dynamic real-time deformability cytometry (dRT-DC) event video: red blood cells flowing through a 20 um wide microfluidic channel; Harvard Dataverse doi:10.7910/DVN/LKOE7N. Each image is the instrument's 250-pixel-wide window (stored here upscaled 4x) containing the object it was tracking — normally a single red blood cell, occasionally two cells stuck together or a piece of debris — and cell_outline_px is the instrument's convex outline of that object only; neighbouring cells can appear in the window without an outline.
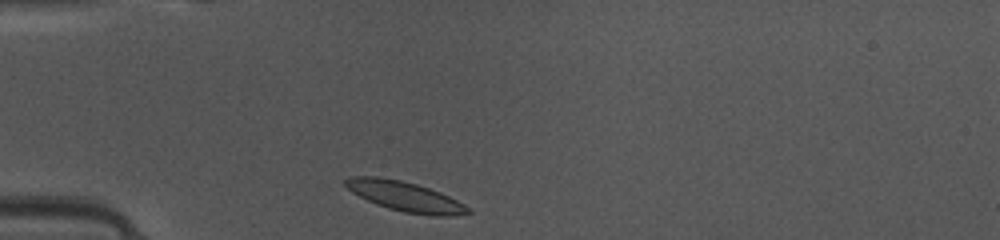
{"species": "common noctule bat (a hibernating species)", "species_latin": "Nyctalus noctula", "temperature_condition": "warm", "stored_images_in_passage": 36, "camera_frame_rate_fps": 3000, "um_per_image_px": 0.085, "animal": {"sex": "female", "body_mass_g": 10.0, "forearm_length_mm": 53.1}, "frame": {"image": 1, "passage_image": 1, "time_ms": 0.0, "image_size_px": [1000, 240], "cell_outline_px": [[472, 212], [452, 216], [432, 216], [404, 212], [388, 208], [376, 204], [352, 192], [344, 184], [344, 180], [352, 176], [376, 176], [400, 180], [416, 184], [440, 192], [464, 204]], "centroid_in_image_um": [34.42, 16.7], "position_along_channel_um": 50.6, "area_um2": 21.1}}
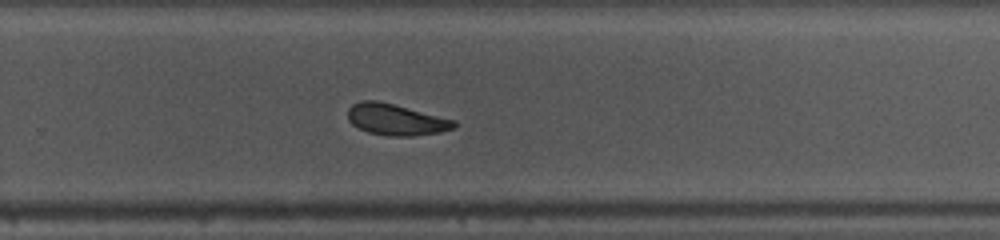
{"frame": {"image": 2, "passage_image": 20, "time_ms": 6.333, "image_size_px": [1000, 240], "cell_outline_px": [[456, 128], [440, 132], [412, 136], [384, 136], [368, 132], [352, 124], [348, 120], [348, 108], [352, 104], [360, 100], [376, 100], [456, 120]], "centroid_in_image_um": [33.64, 10.17], "position_along_channel_um": 296.2, "area_um2": 19.36}}
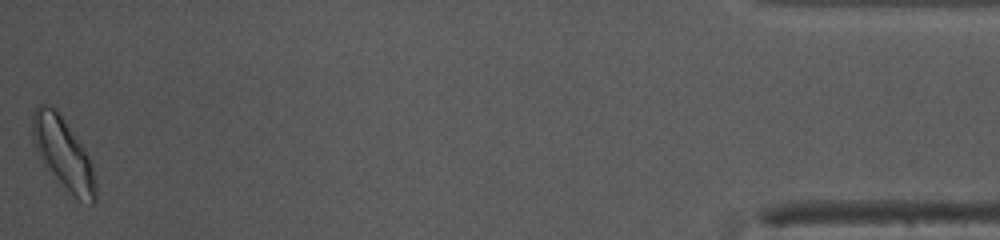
{"frame": {"image": 3, "passage_image": 36, "time_ms": 11.667, "image_size_px": [1000, 240], "cell_outline_px": [[96, 200], [92, 204], [80, 200], [44, 164], [32, 140], [32, 112], [40, 104], [48, 104], [56, 108], [84, 148], [88, 156], [92, 168], [96, 184]], "centroid_in_image_um": [5.36, 12.96], "position_along_channel_um": 429.8, "area_um2": 25.43}, "authors_computed_cell_mechanics": {"area_um2": 20.4323, "velocity_mm_per_s": 4.0983, "shape_relaxation_time_tau1_ms": 3.7685, "shape_relaxation_time_tau2_ms": null, "deformation_change_tau1": 0.1186, "deformation_change_tau2": null}}